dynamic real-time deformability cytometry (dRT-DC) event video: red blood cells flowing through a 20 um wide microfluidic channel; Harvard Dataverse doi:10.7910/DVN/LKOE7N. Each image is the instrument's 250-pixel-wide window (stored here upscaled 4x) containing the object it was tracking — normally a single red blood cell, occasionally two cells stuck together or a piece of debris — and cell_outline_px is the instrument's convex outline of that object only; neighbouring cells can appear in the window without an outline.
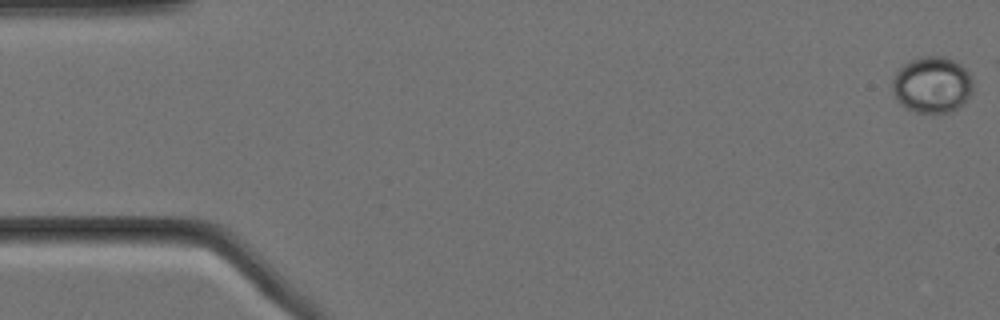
{"species": "Egyptian fruit bat (a non-hibernating species)", "species_latin": "Rousettus aegyptiacus", "temperature_condition": "cold", "stored_images_in_passage": 5, "camera_frame_rate_fps": 3000, "um_per_image_px": 0.085, "animal": {"sex": "female"}, "frame": {"image": 1, "passage_image": 1, "time_ms": 0.0, "image_size_px": [1000, 320], "cell_outline_px": [[972, 92], [964, 104], [952, 112], [916, 112], [900, 104], [896, 100], [892, 92], [892, 80], [896, 72], [908, 60], [920, 56], [944, 56], [960, 64], [968, 72], [972, 80]], "centroid_in_image_um": [79.21, 7.2], "position_along_channel_um": 5.8, "area_um2": 26.65}}